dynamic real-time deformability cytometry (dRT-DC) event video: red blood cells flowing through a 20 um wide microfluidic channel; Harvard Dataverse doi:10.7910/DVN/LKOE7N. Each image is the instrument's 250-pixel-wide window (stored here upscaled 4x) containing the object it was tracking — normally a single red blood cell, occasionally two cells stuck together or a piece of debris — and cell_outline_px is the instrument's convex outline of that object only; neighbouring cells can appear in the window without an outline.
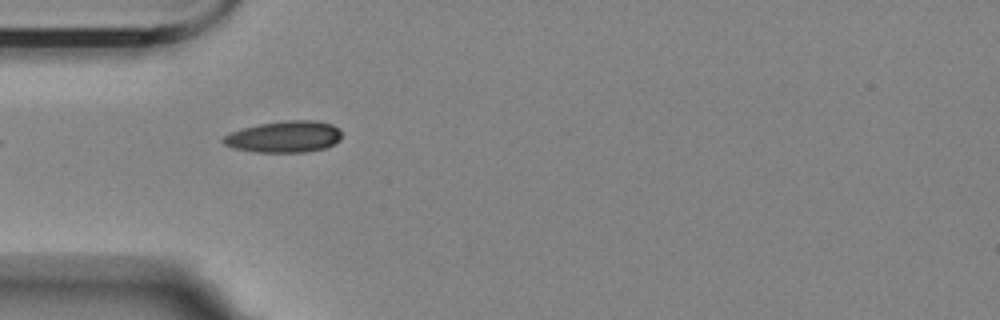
{"species": "Egyptian fruit bat (a non-hibernating species)", "species_latin": "Rousettus aegyptiacus", "temperature_condition": "room temperature", "stored_images_in_passage": 5, "camera_frame_rate_fps": 3000, "um_per_image_px": 0.085, "animal": {"sex": "female"}, "frame": {"image": 1, "passage_image": 3, "time_ms": 3.0, "image_size_px": [1000, 320], "cell_outline_px": [[340, 140], [324, 148], [304, 152], [256, 152], [232, 148], [224, 144], [220, 140], [224, 136], [240, 128], [260, 124], [284, 120], [316, 120], [332, 124], [340, 128]], "centroid_in_image_um": [24.14, 11.61], "position_along_channel_um": 60.9, "area_um2": 21.85}}
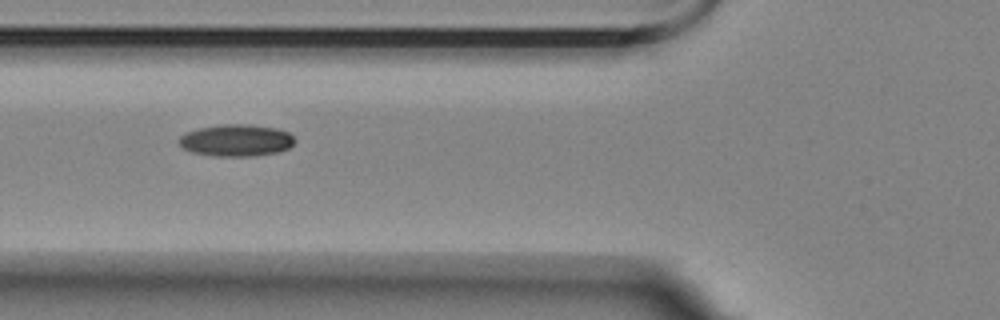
{"frame": {"image": 2, "passage_image": 4, "time_ms": 4.333, "image_size_px": [1000, 320], "cell_outline_px": [[296, 140], [288, 148], [280, 152], [252, 156], [212, 156], [192, 152], [184, 148], [176, 140], [184, 132], [200, 128], [220, 124], [248, 124], [276, 128], [288, 132]], "centroid_in_image_um": [20.06, 11.93], "position_along_channel_um": 105.7, "area_um2": 21.68}}
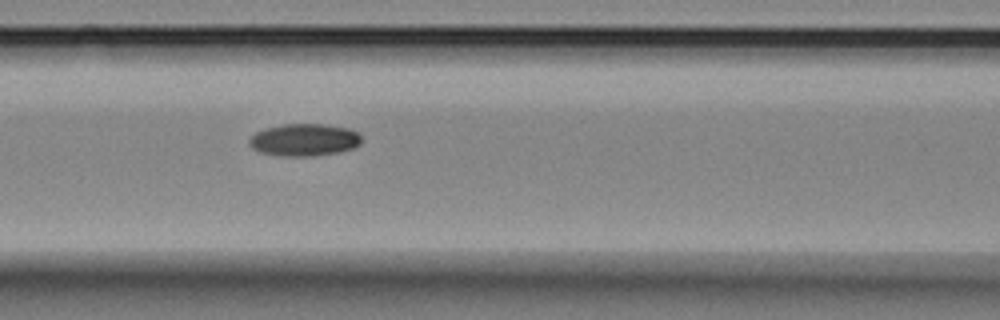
{"frame": {"image": 3, "passage_image": 5, "time_ms": 5.333, "image_size_px": [1000, 320], "cell_outline_px": [[360, 144], [352, 148], [336, 152], [308, 156], [284, 156], [260, 152], [252, 148], [248, 144], [248, 140], [256, 132], [264, 128], [284, 124], [324, 124], [348, 128], [360, 132]], "centroid_in_image_um": [25.84, 11.87], "position_along_channel_um": 140.8, "area_um2": 21.04}}